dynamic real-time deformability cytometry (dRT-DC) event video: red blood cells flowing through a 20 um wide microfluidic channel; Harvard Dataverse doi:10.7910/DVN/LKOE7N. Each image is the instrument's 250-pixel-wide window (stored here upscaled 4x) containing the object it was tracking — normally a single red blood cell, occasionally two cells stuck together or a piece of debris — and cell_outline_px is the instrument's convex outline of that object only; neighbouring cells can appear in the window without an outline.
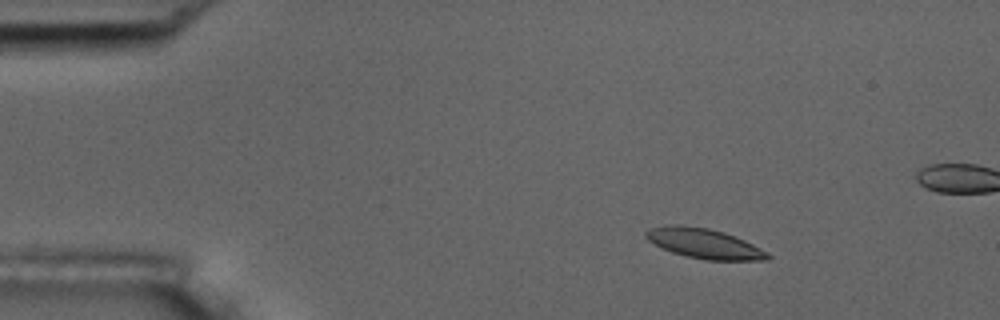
{"species": "common noctule bat (a hibernating species)", "species_latin": "Nyctalus noctula", "temperature_condition": "room temperature", "stored_images_in_passage": 6, "camera_frame_rate_fps": 3000, "um_per_image_px": 0.085, "animal": {"sex": "male", "body_mass_g": 17.5, "forearm_length_mm": 52.3}, "frame": {"image": 1, "passage_image": 3, "time_ms": 2.333, "image_size_px": [1000, 320], "cell_outline_px": [[772, 256], [768, 260], [704, 260], [672, 252], [648, 240], [644, 236], [644, 232], [652, 228], [664, 224], [680, 224], [708, 228], [724, 232], [744, 240], [768, 252]], "centroid_in_image_um": [59.86, 20.68], "position_along_channel_um": 25.1, "area_um2": 21.21}}